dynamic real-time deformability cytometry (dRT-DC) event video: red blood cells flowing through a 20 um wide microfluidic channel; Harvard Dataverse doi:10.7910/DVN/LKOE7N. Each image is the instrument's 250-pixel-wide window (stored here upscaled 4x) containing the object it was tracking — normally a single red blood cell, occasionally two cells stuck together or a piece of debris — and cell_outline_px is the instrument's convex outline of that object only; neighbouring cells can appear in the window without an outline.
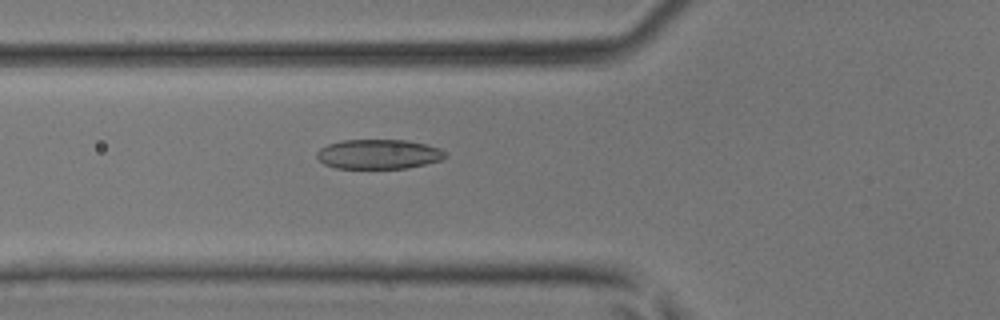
{"species": "common noctule bat (a hibernating species)", "species_latin": "Nyctalus noctula", "temperature_condition": "room temperature", "stored_images_in_passage": 43, "camera_frame_rate_fps": 3000, "um_per_image_px": 0.085, "animal": {"sex": "male", "body_mass_g": 17.9, "forearm_length_mm": 54.2}, "frame": {"image": 1, "passage_image": 14, "time_ms": 4.333, "image_size_px": [1000, 320], "cell_outline_px": [[448, 156], [440, 160], [408, 168], [336, 168], [324, 164], [316, 156], [316, 152], [320, 148], [328, 144], [340, 140], [404, 140], [424, 144], [440, 148], [448, 152]], "centroid_in_image_um": [32.18, 13.1], "position_along_channel_um": 93.6, "area_um2": 22.2}}
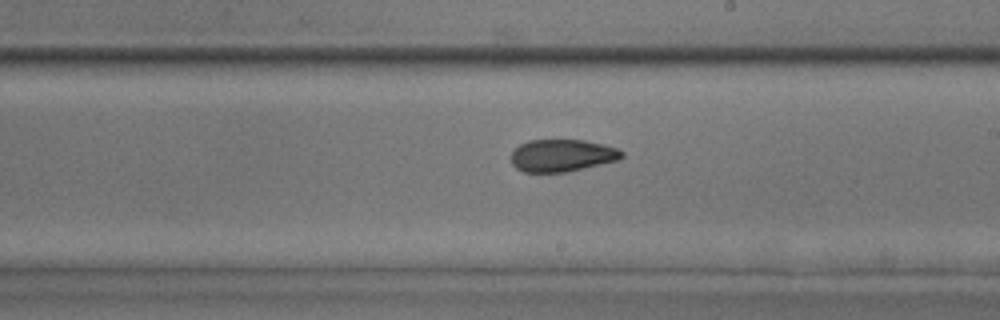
{"frame": {"image": 2, "passage_image": 24, "time_ms": 7.667, "image_size_px": [1000, 320], "cell_outline_px": [[624, 156], [620, 160], [564, 172], [524, 172], [516, 168], [512, 164], [512, 152], [520, 144], [528, 140], [584, 140], [616, 148], [624, 152]], "centroid_in_image_um": [47.78, 13.22], "position_along_channel_um": 241.2, "area_um2": 20.69}}
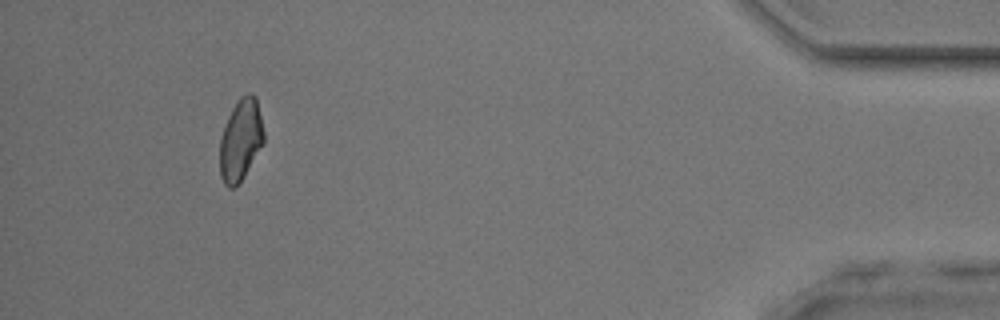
{"frame": {"image": 3, "passage_image": 40, "time_ms": 13.0, "image_size_px": [1000, 320], "cell_outline_px": [[264, 144], [244, 176], [232, 188], [228, 188], [224, 184], [220, 176], [220, 136], [228, 116], [232, 108], [240, 96], [248, 92], [256, 96], [264, 132]], "centroid_in_image_um": [20.46, 11.88], "position_along_channel_um": 414.7, "area_um2": 21.04}}